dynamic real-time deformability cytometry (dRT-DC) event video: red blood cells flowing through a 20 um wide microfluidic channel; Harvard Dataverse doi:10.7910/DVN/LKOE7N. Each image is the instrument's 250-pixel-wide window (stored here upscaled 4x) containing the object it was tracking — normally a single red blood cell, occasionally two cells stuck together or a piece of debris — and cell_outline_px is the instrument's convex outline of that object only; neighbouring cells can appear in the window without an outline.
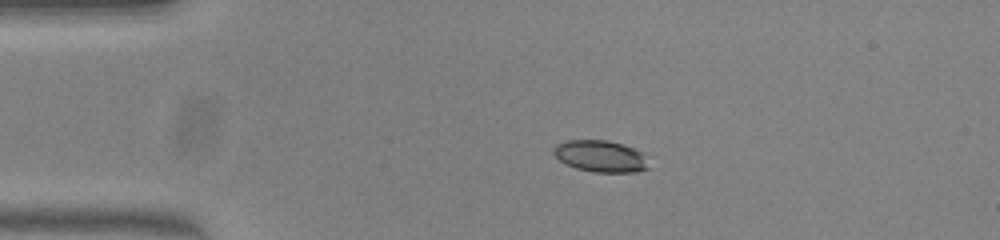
{"species": "common noctule bat (a hibernating species)", "species_latin": "Nyctalus noctula", "temperature_condition": "warm", "stored_images_in_passage": 42, "camera_frame_rate_fps": 3000, "um_per_image_px": 0.085, "animal": {"sex": "female", "body_mass_g": 23.0, "forearm_length_mm": 53.4}, "frame": {"image": 1, "passage_image": 1, "time_ms": 0.0, "image_size_px": [1000, 240], "cell_outline_px": [[648, 168], [636, 172], [592, 172], [576, 168], [560, 160], [552, 152], [552, 148], [556, 144], [568, 140], [608, 140], [632, 148], [640, 152]], "centroid_in_image_um": [50.97, 13.27], "position_along_channel_um": 34.0, "area_um2": 17.17}}
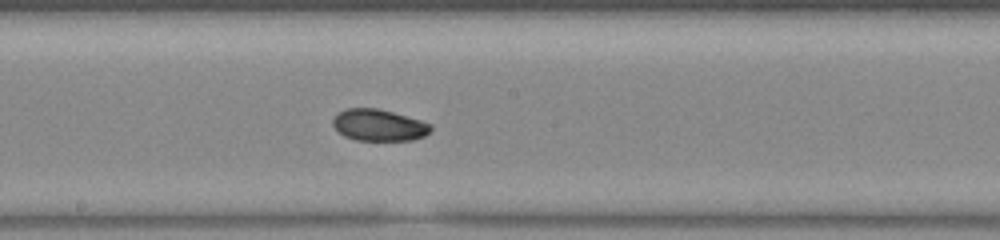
{"frame": {"image": 2, "passage_image": 18, "time_ms": 5.667, "image_size_px": [1000, 240], "cell_outline_px": [[432, 128], [424, 136], [412, 140], [356, 140], [344, 136], [332, 124], [332, 120], [344, 108], [376, 108], [392, 112], [420, 120], [432, 124]], "centroid_in_image_um": [32.2, 10.63], "position_along_channel_um": 216.0, "area_um2": 17.86}}
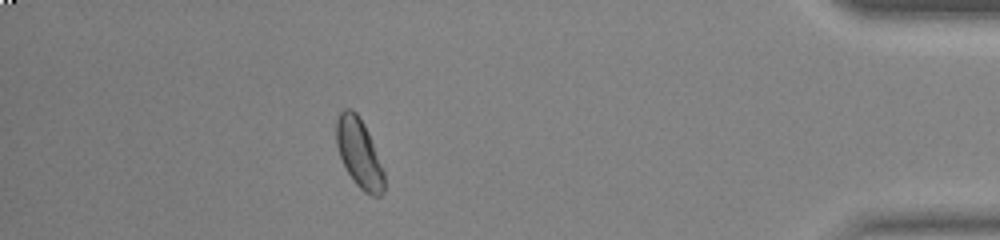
{"frame": {"image": 3, "passage_image": 36, "time_ms": 11.667, "image_size_px": [1000, 240], "cell_outline_px": [[384, 192], [380, 196], [372, 196], [364, 192], [352, 180], [340, 156], [336, 144], [336, 120], [340, 112], [344, 108], [352, 108], [356, 112], [364, 124], [368, 132], [384, 172]], "centroid_in_image_um": [30.52, 13.01], "position_along_channel_um": 404.7, "area_um2": 19.13}, "authors_computed_cell_mechanics": {"area_um2": 18.3804, "velocity_mm_per_s": 3.9708, "shape_relaxation_time_tau1_ms": 4.9313, "shape_relaxation_time_tau2_ms": 4.4706, "deformation_change_tau1": 0.1191, "deformation_change_tau2": 0.075}}